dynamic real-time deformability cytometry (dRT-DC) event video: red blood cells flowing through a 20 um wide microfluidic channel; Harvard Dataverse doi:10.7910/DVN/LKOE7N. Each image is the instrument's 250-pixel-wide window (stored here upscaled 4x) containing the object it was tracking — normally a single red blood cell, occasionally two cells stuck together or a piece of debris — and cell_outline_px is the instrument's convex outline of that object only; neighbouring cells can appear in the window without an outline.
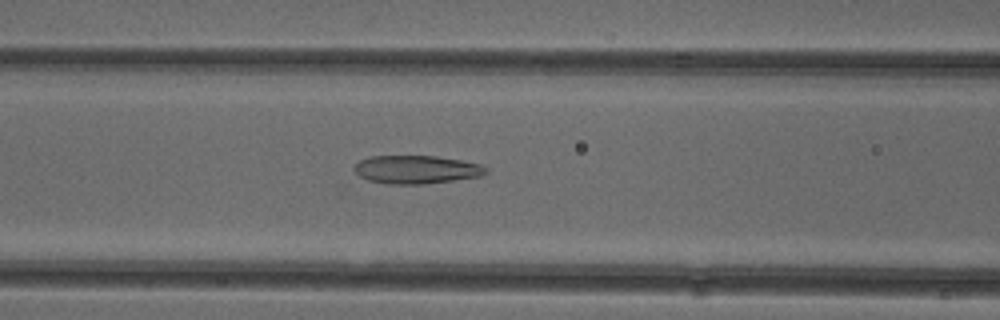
{"species": "common noctule bat (a hibernating species)", "species_latin": "Nyctalus noctula", "temperature_condition": "cold", "stored_images_in_passage": 44, "camera_frame_rate_fps": 3000, "um_per_image_px": 0.085, "animal": {"sex": "female"}, "frame": {"image": 1, "passage_image": 14, "time_ms": 4.333, "image_size_px": [1000, 320], "cell_outline_px": [[488, 172], [480, 176], [424, 184], [388, 184], [368, 180], [360, 176], [352, 168], [360, 160], [372, 156], [436, 156], [460, 160], [480, 164], [488, 168]], "centroid_in_image_um": [35.39, 14.41], "position_along_channel_um": 131.2, "area_um2": 21.56}}
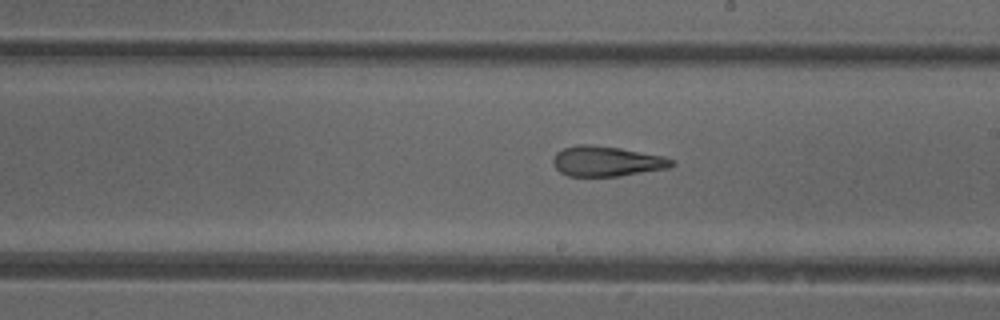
{"frame": {"image": 2, "passage_image": 22, "time_ms": 7.0, "image_size_px": [1000, 320], "cell_outline_px": [[676, 164], [668, 168], [620, 176], [568, 176], [560, 172], [552, 164], [552, 156], [556, 152], [564, 148], [576, 144], [588, 144], [620, 148], [664, 156], [676, 160]], "centroid_in_image_um": [51.56, 13.7], "position_along_channel_um": 237.4, "area_um2": 21.1}}
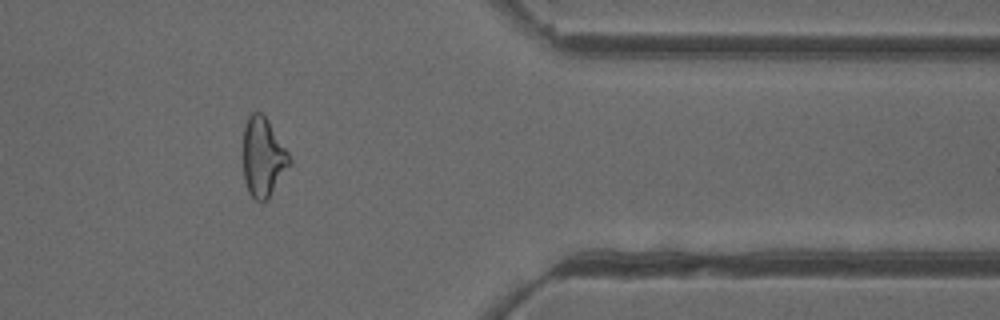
{"frame": {"image": 3, "passage_image": 35, "time_ms": 11.333, "image_size_px": [1000, 320], "cell_outline_px": [[292, 164], [268, 200], [260, 204], [248, 192], [244, 180], [244, 124], [248, 116], [252, 112], [260, 112], [268, 120], [288, 152], [292, 160]], "centroid_in_image_um": [22.38, 13.41], "position_along_channel_um": 389.0, "area_um2": 21.68}, "authors_computed_cell_mechanics": {"area_um2": 22.6576, "velocity_mm_per_s": 3.9827, "shape_relaxation_time_tau1_ms": 8.4515, "shape_relaxation_time_tau2_ms": 2.8222, "deformation_change_tau1": 0.1959, "deformation_change_tau2": 0.1385}}